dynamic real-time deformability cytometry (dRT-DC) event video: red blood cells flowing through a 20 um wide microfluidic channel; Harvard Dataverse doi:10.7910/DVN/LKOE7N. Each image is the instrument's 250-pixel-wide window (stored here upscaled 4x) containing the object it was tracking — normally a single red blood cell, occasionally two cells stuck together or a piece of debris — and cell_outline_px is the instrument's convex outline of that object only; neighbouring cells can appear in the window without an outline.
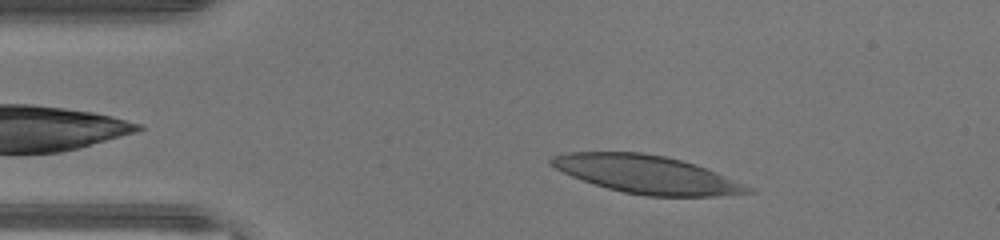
{"species": "human", "species_latin": "Homo sapiens", "temperature_condition": "warm", "stored_images_in_passage": 43, "camera_frame_rate_fps": 3000, "um_per_image_px": 0.085, "donor": {"sex": "male"}, "frame": {"image": 1, "passage_image": 6, "time_ms": 1.667, "image_size_px": [1000, 240], "cell_outline_px": [[756, 192], [712, 196], [644, 196], [624, 192], [608, 188], [572, 176], [548, 164], [548, 160], [552, 156], [568, 152], [640, 152], [664, 156], [696, 164], [716, 172], [752, 188]], "centroid_in_image_um": [54.95, 14.82], "position_along_channel_um": 30.0, "area_um2": 43.06}}
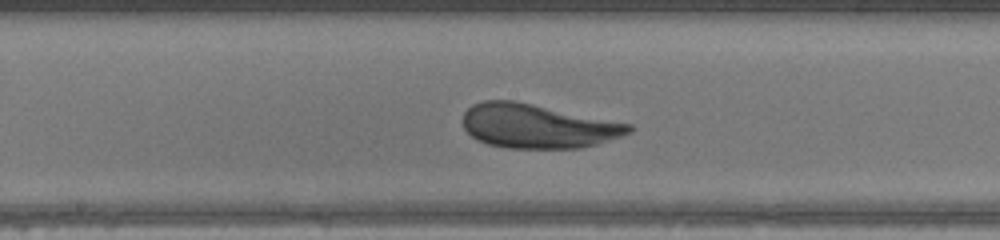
{"frame": {"image": 2, "passage_image": 21, "time_ms": 6.667, "image_size_px": [1000, 240], "cell_outline_px": [[632, 132], [596, 144], [580, 148], [504, 148], [488, 144], [476, 140], [464, 128], [460, 120], [464, 112], [472, 104], [484, 100], [516, 100], [632, 124]], "centroid_in_image_um": [45.64, 10.71], "position_along_channel_um": 202.6, "area_um2": 43.0}}
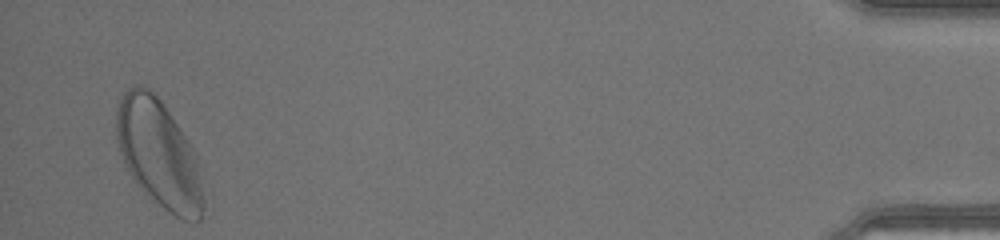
{"frame": {"image": 3, "passage_image": 42, "time_ms": 13.667, "image_size_px": [1000, 240], "cell_outline_px": [[212, 212], [196, 224], [184, 220], [168, 212], [144, 192], [136, 184], [124, 164], [116, 140], [116, 108], [124, 92], [128, 88], [136, 84], [140, 84], [148, 88], [160, 100], [188, 140], [196, 152], [212, 208]], "centroid_in_image_um": [13.63, 13.23], "position_along_channel_um": 421.6, "area_um2": 56.76}, "authors_computed_cell_mechanics": {"area_um2": 44.5638, "velocity_mm_per_s": 4.4419, "shape_relaxation_time_tau1_ms": 1.8984, "shape_relaxation_time_tau2_ms": 2.0887, "deformation_change_tau1": 0.1191, "deformation_change_tau2": 0.0772}}